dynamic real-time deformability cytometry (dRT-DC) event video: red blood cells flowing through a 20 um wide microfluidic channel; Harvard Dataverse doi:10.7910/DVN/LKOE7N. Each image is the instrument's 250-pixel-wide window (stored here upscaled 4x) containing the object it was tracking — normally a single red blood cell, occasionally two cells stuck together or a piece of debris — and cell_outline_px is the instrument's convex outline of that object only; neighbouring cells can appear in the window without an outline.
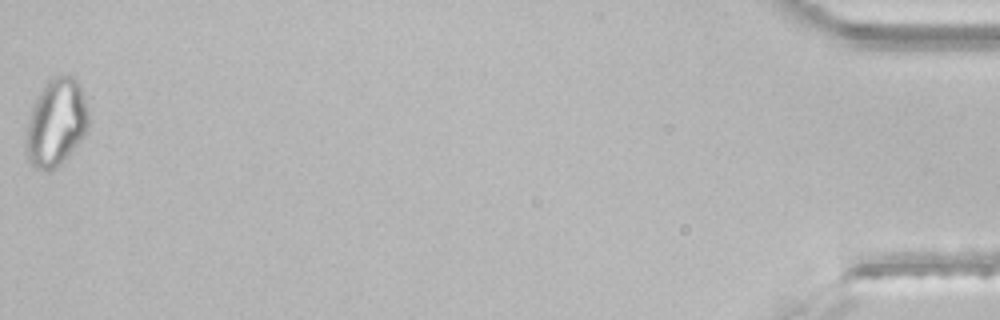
{"species": "common noctule bat (a hibernating species)", "species_latin": "Nyctalus noctula", "temperature_condition": "room temperature", "stored_images_in_passage": 44, "segment_of_instrument_passage": [2, 2], "camera_frame_rate_fps": 3000, "um_per_image_px": 0.085, "animal": {"sex": "male", "body_mass_g": 21.5, "forearm_length_mm": 52.0}, "frame": {"image": 1, "passage_image": 44, "time_ms": 14.333, "image_size_px": [1000, 320], "cell_outline_px": [[88, 128], [84, 136], [60, 164], [56, 168], [48, 172], [36, 168], [28, 160], [28, 124], [32, 108], [36, 96], [44, 84], [52, 76], [60, 72], [76, 76], [80, 84], [88, 108]], "centroid_in_image_um": [4.82, 10.33], "position_along_channel_um": 430.4, "area_um2": 31.85}}